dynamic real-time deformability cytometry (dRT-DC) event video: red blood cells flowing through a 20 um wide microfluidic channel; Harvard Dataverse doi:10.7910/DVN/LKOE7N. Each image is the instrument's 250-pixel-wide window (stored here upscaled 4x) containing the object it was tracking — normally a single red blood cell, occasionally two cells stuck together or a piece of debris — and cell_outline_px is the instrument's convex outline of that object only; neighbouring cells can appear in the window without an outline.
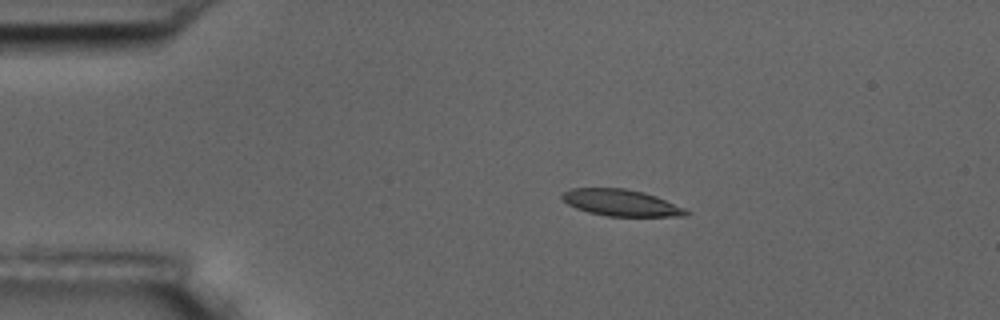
{"species": "common noctule bat (a hibernating species)", "species_latin": "Nyctalus noctula", "temperature_condition": "room temperature", "stored_images_in_passage": 6, "camera_frame_rate_fps": 3000, "um_per_image_px": 0.085, "animal": {"sex": "male", "body_mass_g": 17.5, "forearm_length_mm": 52.3}, "frame": {"image": 1, "passage_image": 4, "time_ms": 3.667, "image_size_px": [1000, 320], "cell_outline_px": [[692, 212], [688, 216], [608, 216], [588, 212], [576, 208], [568, 204], [560, 196], [564, 192], [572, 188], [624, 188], [644, 192], [656, 196], [684, 208]], "centroid_in_image_um": [52.81, 17.23], "position_along_channel_um": 32.2, "area_um2": 19.13}}
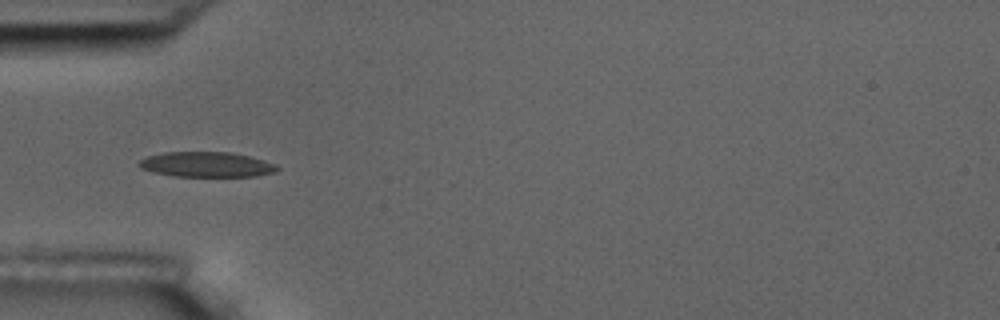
{"frame": {"image": 2, "passage_image": 6, "time_ms": 6.0, "image_size_px": [1000, 320], "cell_outline_px": [[280, 168], [276, 172], [256, 176], [172, 176], [152, 172], [140, 168], [136, 164], [140, 160], [148, 156], [164, 152], [232, 152], [264, 160], [276, 164]], "centroid_in_image_um": [17.55, 13.98], "position_along_channel_um": 67.5, "area_um2": 20.35}}